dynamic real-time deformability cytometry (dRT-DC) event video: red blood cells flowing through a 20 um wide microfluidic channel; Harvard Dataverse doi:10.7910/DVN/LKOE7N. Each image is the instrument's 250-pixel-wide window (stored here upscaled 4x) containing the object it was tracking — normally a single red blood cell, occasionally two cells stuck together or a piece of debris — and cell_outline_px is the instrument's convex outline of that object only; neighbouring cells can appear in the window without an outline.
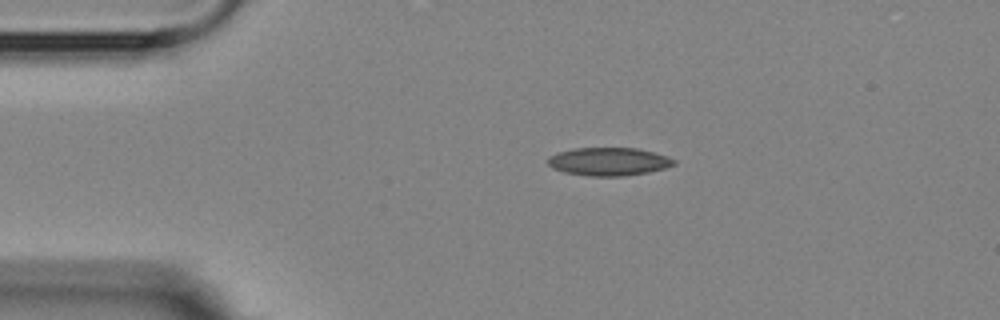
{"species": "Egyptian fruit bat (a non-hibernating species)", "species_latin": "Rousettus aegyptiacus", "temperature_condition": "room temperature", "stored_images_in_passage": 2, "camera_frame_rate_fps": 3000, "um_per_image_px": 0.085, "animal": {"sex": "female"}, "frame": {"image": 1, "passage_image": 1, "time_ms": 0.0, "image_size_px": [1000, 320], "cell_outline_px": [[676, 164], [664, 168], [648, 172], [620, 176], [588, 176], [564, 172], [552, 168], [548, 164], [548, 156], [556, 152], [576, 148], [640, 148], [656, 152], [668, 156], [676, 160]], "centroid_in_image_um": [51.75, 13.72], "position_along_channel_um": 33.3, "area_um2": 20.81}}